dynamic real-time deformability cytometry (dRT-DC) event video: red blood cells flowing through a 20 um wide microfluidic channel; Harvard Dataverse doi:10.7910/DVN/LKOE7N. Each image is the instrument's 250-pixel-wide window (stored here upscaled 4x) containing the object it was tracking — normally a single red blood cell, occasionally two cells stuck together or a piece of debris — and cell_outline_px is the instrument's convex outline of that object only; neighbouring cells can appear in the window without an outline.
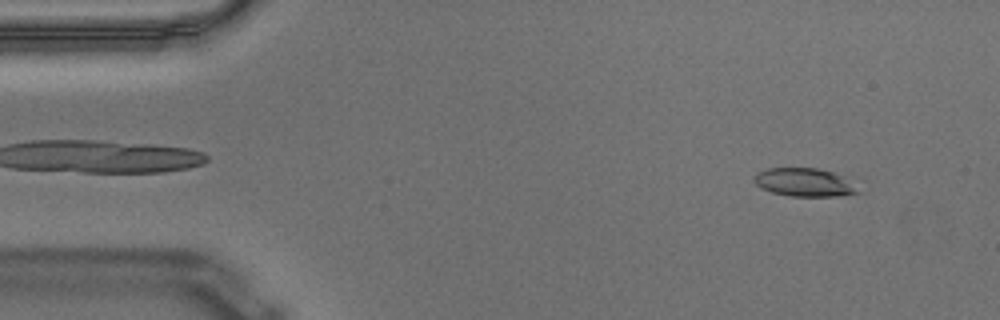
{"species": "Egyptian fruit bat (a non-hibernating species)", "species_latin": "Rousettus aegyptiacus", "temperature_condition": "warm", "stored_images_in_passage": 52, "camera_frame_rate_fps": 3000, "um_per_image_px": 0.085, "animal": {"sex": "male"}, "frame": {"image": 1, "passage_image": 1, "time_ms": 0.0, "image_size_px": [1000, 320], "cell_outline_px": [[860, 192], [840, 196], [792, 196], [772, 192], [760, 188], [752, 180], [752, 176], [756, 172], [768, 168], [820, 168], [832, 172], [840, 176], [860, 188]], "centroid_in_image_um": [68.32, 15.49], "position_along_channel_um": 16.7, "area_um2": 17.17}}
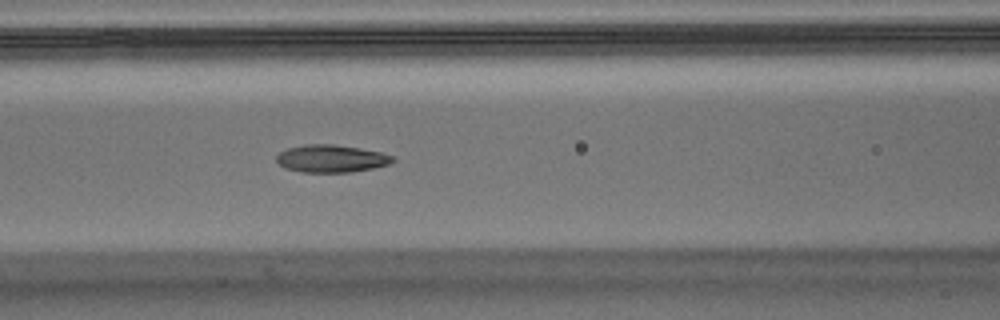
{"frame": {"image": 2, "passage_image": 19, "time_ms": 6.0, "image_size_px": [1000, 320], "cell_outline_px": [[396, 160], [388, 164], [372, 168], [352, 172], [300, 172], [284, 168], [276, 160], [276, 156], [280, 152], [288, 148], [304, 144], [332, 144], [360, 148], [380, 152], [392, 156]], "centroid_in_image_um": [28.13, 13.48], "position_along_channel_um": 138.5, "area_um2": 18.61}}
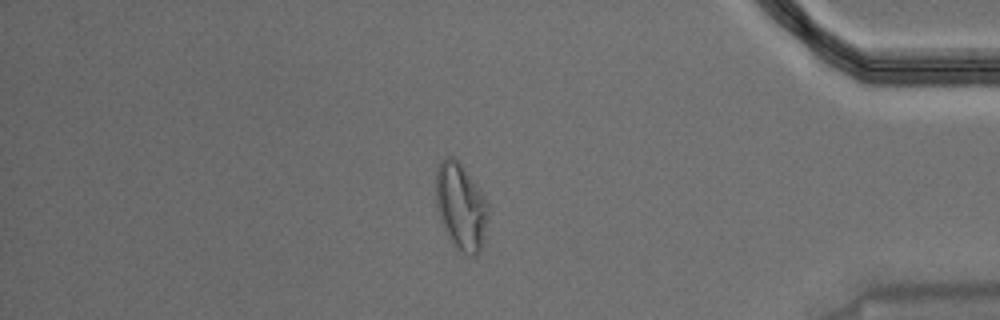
{"frame": {"image": 3, "passage_image": 44, "time_ms": 14.333, "image_size_px": [1000, 320], "cell_outline_px": [[488, 212], [480, 252], [476, 256], [468, 256], [460, 252], [456, 248], [448, 236], [440, 220], [436, 204], [436, 172], [440, 160], [448, 156], [452, 156], [460, 164], [480, 192], [488, 204]], "centroid_in_image_um": [39.14, 17.59], "position_along_channel_um": 396.1, "area_um2": 25.89}, "authors_computed_cell_mechanics": {"area_um2": 18.5827, "velocity_mm_per_s": 3.5071, "shape_relaxation_time_tau1_ms": 11.273, "shape_relaxation_time_tau2_ms": 1.9461, "deformation_change_tau1": 0.2904, "deformation_change_tau2": 0.0792}}